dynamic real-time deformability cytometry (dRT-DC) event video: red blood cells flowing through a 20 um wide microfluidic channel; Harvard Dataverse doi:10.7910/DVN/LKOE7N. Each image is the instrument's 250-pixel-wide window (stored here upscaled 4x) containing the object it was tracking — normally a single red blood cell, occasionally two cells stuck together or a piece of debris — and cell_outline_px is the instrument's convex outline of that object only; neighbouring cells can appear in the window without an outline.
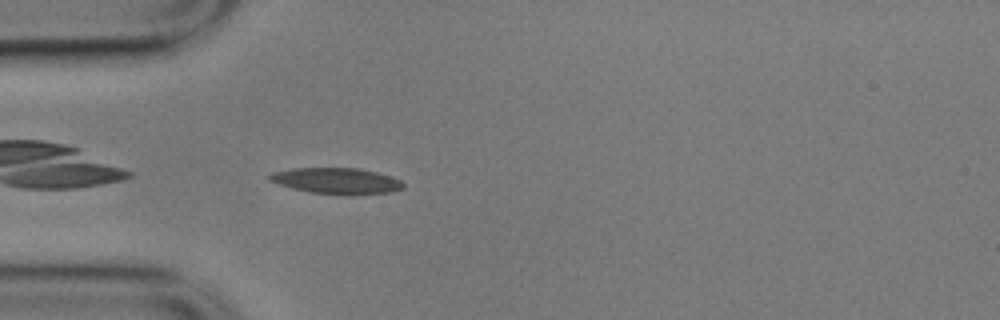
{"species": "common noctule bat (a hibernating species)", "species_latin": "Nyctalus noctula", "temperature_condition": "cold", "stored_images_in_passage": 41, "camera_frame_rate_fps": 3000, "um_per_image_px": 0.085, "animal": {"sex": "male", "body_mass_g": 17.9}, "frame": {"image": 1, "passage_image": 1, "time_ms": 0.0, "image_size_px": [1000, 320], "cell_outline_px": [[404, 188], [392, 192], [352, 196], [348, 196], [312, 192], [292, 188], [268, 180], [268, 176], [272, 172], [296, 168], [360, 168], [376, 172], [400, 180], [404, 184]], "centroid_in_image_um": [28.64, 15.39], "position_along_channel_um": 56.4, "area_um2": 20.4}}
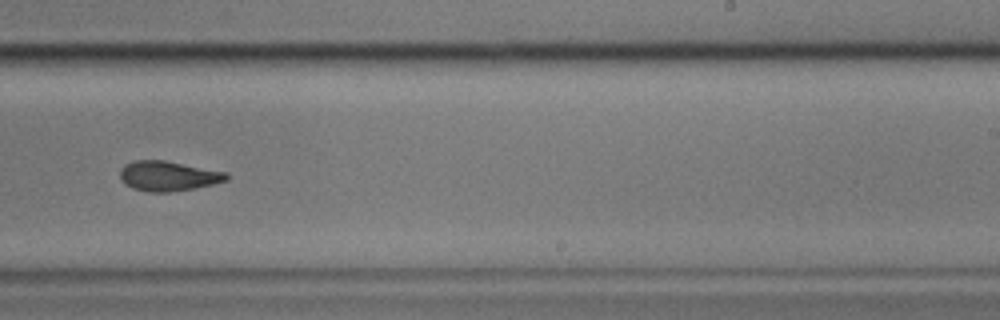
{"frame": {"image": 2, "passage_image": 20, "time_ms": 6.333, "image_size_px": [1000, 320], "cell_outline_px": [[228, 180], [212, 184], [192, 188], [168, 192], [148, 192], [132, 188], [124, 184], [120, 180], [120, 168], [124, 164], [132, 160], [164, 160], [228, 172]], "centroid_in_image_um": [14.25, 14.95], "position_along_channel_um": 274.8, "area_um2": 18.67}}
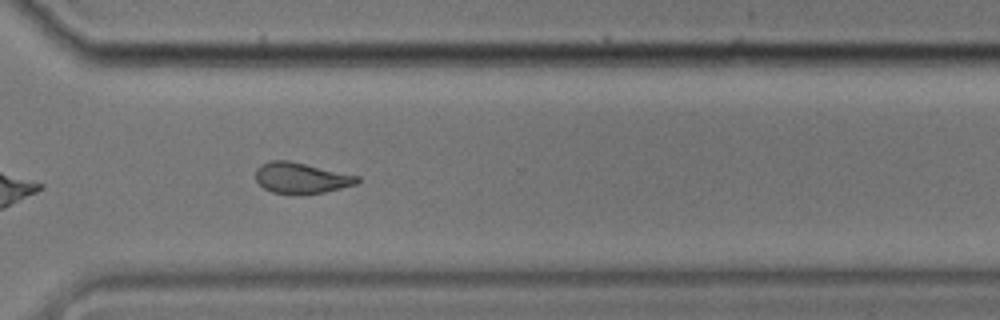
{"frame": {"image": 3, "passage_image": 26, "time_ms": 8.333, "image_size_px": [1000, 320], "cell_outline_px": [[360, 180], [356, 184], [324, 192], [296, 196], [272, 192], [264, 188], [256, 180], [256, 168], [260, 164], [272, 160], [288, 160], [360, 176]], "centroid_in_image_um": [25.58, 15.14], "position_along_channel_um": 345.0, "area_um2": 18.5}, "authors_computed_cell_mechanics": {"area_um2": 19.0162, "velocity_mm_per_s": 3.5182, "shape_relaxation_time_tau1_ms": 6.75, "shape_relaxation_time_tau2_ms": 2.7285, "deformation_change_tau1": 0.1873, "deformation_change_tau2": 0.0881}}